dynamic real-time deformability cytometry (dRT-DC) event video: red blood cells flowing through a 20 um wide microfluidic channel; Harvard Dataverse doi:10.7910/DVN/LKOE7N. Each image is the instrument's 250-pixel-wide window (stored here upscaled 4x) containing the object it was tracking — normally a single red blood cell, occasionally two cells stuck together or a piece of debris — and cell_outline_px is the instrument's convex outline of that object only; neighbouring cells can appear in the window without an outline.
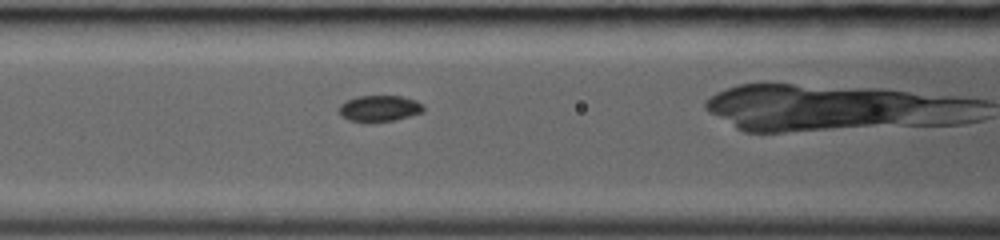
{"species": "common noctule bat (a hibernating species)", "species_latin": "Nyctalus noctula", "temperature_condition": "room temperature", "stored_images_in_passage": 29, "camera_frame_rate_fps": 3000, "um_per_image_px": 0.085, "animal": {"sex": "female", "body_mass_g": 19.0, "forearm_length_mm": 53.3}, "frame": {"image": 1, "passage_image": 12, "time_ms": 3.667, "image_size_px": [1000, 240], "cell_outline_px": [[424, 112], [392, 120], [368, 124], [348, 120], [340, 116], [340, 104], [356, 96], [400, 96], [416, 100], [424, 104]], "centroid_in_image_um": [32.24, 9.23], "position_along_channel_um": 134.4, "area_um2": 13.12}}
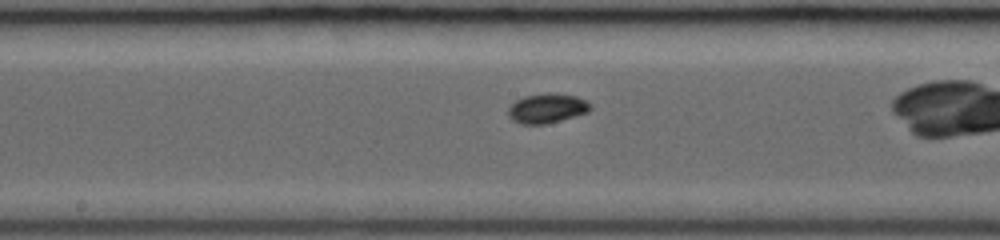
{"frame": {"image": 2, "passage_image": 16, "time_ms": 5.0, "image_size_px": [1000, 240], "cell_outline_px": [[592, 108], [588, 112], [548, 124], [520, 124], [512, 120], [508, 116], [508, 108], [516, 100], [524, 96], [576, 96], [588, 100], [592, 104]], "centroid_in_image_um": [46.51, 9.27], "position_along_channel_um": 201.7, "area_um2": 13.64}}
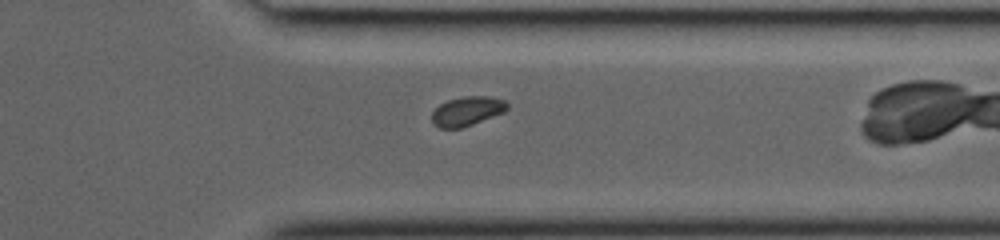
{"frame": {"image": 3, "passage_image": 26, "time_ms": 8.333, "image_size_px": [1000, 240], "cell_outline_px": [[508, 108], [504, 112], [472, 124], [460, 128], [440, 128], [432, 124], [432, 112], [440, 104], [448, 100], [464, 96], [492, 96], [504, 100], [508, 104]], "centroid_in_image_um": [39.7, 9.44], "position_along_channel_um": 371.7, "area_um2": 12.83}}